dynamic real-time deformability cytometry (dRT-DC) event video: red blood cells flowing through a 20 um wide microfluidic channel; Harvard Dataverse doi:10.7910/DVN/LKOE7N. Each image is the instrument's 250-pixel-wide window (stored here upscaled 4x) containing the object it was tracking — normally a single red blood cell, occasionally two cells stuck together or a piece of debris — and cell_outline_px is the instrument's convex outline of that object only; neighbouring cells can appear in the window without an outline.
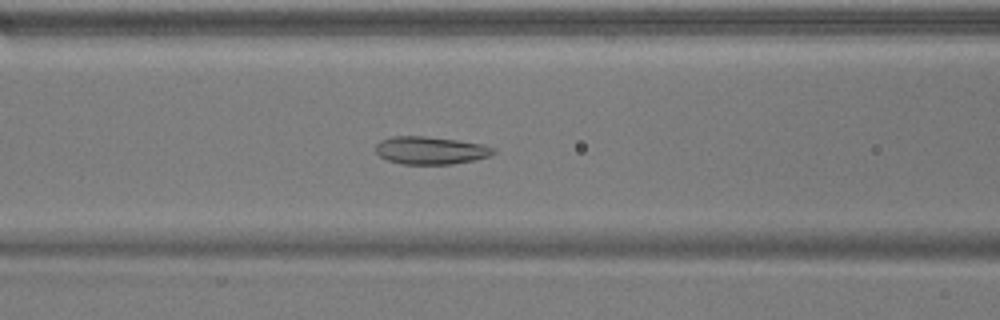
{"species": "common noctule bat (a hibernating species)", "species_latin": "Nyctalus noctula", "temperature_condition": "warm", "stored_images_in_passage": 32, "camera_frame_rate_fps": 3000, "um_per_image_px": 0.085, "animal": {"sex": "male", "body_mass_g": 17.9}, "frame": {"image": 1, "passage_image": 5, "time_ms": 1.333, "image_size_px": [1000, 320], "cell_outline_px": [[496, 152], [488, 156], [472, 160], [452, 164], [400, 164], [388, 160], [380, 156], [376, 152], [376, 144], [380, 140], [392, 136], [424, 136], [456, 140], [484, 144], [496, 148]], "centroid_in_image_um": [36.59, 12.78], "position_along_channel_um": 130.0, "area_um2": 19.02}}
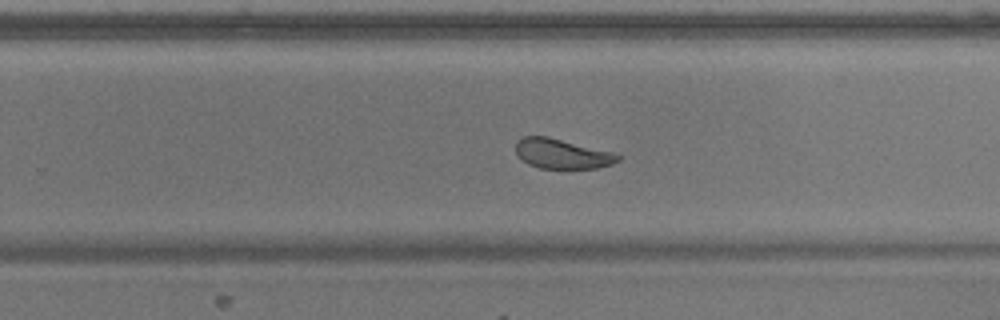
{"frame": {"image": 2, "passage_image": 17, "time_ms": 5.333, "image_size_px": [1000, 320], "cell_outline_px": [[620, 160], [612, 164], [596, 168], [540, 168], [528, 164], [516, 156], [516, 140], [524, 136], [548, 136], [612, 152], [620, 156]], "centroid_in_image_um": [47.73, 13.06], "position_along_channel_um": 282.1, "area_um2": 17.74}}
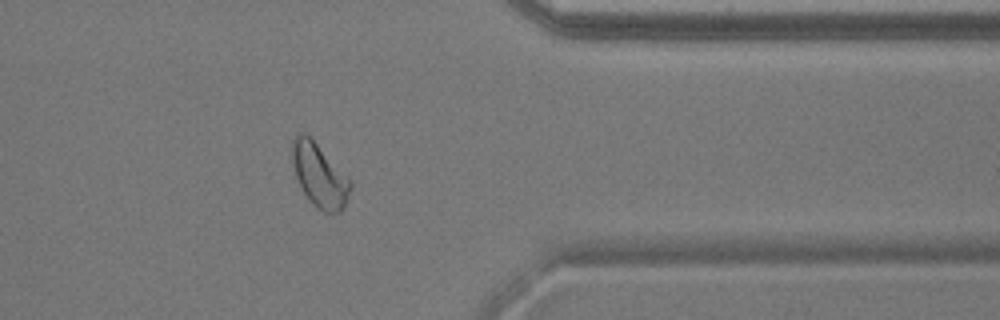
{"frame": {"image": 3, "passage_image": 26, "time_ms": 8.333, "image_size_px": [1000, 320], "cell_outline_px": [[352, 188], [344, 208], [340, 212], [324, 212], [316, 208], [308, 200], [296, 176], [292, 160], [292, 140], [296, 132], [304, 132], [352, 180]], "centroid_in_image_um": [27.17, 14.92], "position_along_channel_um": 384.2, "area_um2": 21.44}}